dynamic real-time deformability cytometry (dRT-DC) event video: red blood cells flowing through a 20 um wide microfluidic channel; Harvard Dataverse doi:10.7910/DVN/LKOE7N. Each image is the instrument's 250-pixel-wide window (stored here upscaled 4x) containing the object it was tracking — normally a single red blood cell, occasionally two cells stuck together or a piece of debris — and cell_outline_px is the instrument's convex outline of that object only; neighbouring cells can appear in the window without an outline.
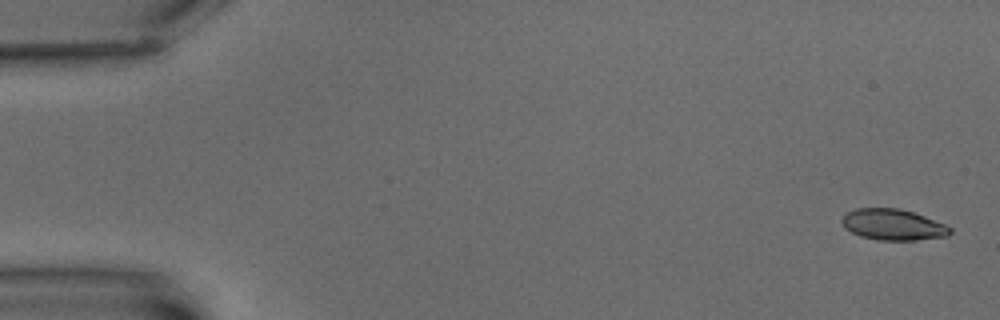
{"species": "common noctule bat (a hibernating species)", "species_latin": "Nyctalus noctula", "temperature_condition": "warm", "stored_images_in_passage": 4, "camera_frame_rate_fps": 3000, "um_per_image_px": 0.085, "animal": {"sex": "male", "body_mass_g": 15.6}, "frame": {"image": 1, "passage_image": 1, "time_ms": 0.0, "image_size_px": [1000, 320], "cell_outline_px": [[952, 232], [948, 236], [916, 240], [876, 240], [860, 236], [844, 228], [840, 220], [848, 212], [856, 208], [900, 208], [924, 216], [944, 224], [952, 228]], "centroid_in_image_um": [75.9, 19.1], "position_along_channel_um": 9.1, "area_um2": 19.59}}
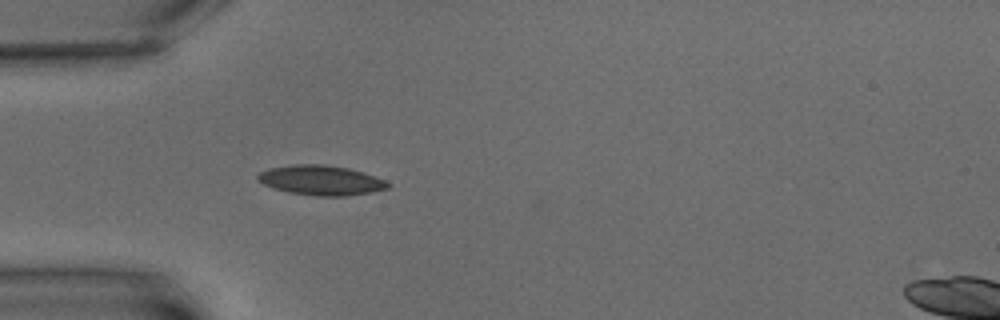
{"frame": {"image": 2, "passage_image": 4, "time_ms": 6.0, "image_size_px": [1000, 320], "cell_outline_px": [[392, 184], [388, 188], [372, 192], [344, 196], [316, 196], [288, 192], [272, 188], [256, 180], [256, 176], [260, 172], [268, 168], [292, 164], [324, 164], [348, 168], [364, 172], [384, 180]], "centroid_in_image_um": [27.26, 15.32], "position_along_channel_um": 57.7, "area_um2": 22.77}}